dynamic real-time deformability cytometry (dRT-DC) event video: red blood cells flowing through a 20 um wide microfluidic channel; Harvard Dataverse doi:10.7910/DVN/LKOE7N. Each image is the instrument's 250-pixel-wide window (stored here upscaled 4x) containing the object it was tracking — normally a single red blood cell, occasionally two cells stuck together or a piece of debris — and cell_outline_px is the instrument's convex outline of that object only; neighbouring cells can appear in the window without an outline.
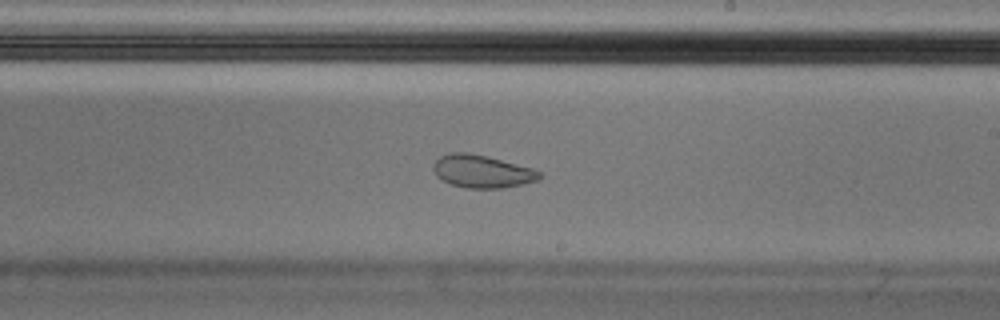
{"species": "Egyptian fruit bat (a non-hibernating species)", "species_latin": "Rousettus aegyptiacus", "temperature_condition": "cold", "stored_images_in_passage": 58, "camera_frame_rate_fps": 3000, "um_per_image_px": 0.085, "animal": {"sex": "male"}, "frame": {"image": 1, "passage_image": 34, "time_ms": 11.0, "image_size_px": [1000, 320], "cell_outline_px": [[544, 176], [540, 180], [504, 188], [468, 188], [452, 184], [440, 180], [436, 176], [432, 168], [436, 160], [440, 156], [448, 152], [468, 152], [536, 168], [544, 172]], "centroid_in_image_um": [41.03, 14.57], "position_along_channel_um": 248.0, "area_um2": 20.69}}